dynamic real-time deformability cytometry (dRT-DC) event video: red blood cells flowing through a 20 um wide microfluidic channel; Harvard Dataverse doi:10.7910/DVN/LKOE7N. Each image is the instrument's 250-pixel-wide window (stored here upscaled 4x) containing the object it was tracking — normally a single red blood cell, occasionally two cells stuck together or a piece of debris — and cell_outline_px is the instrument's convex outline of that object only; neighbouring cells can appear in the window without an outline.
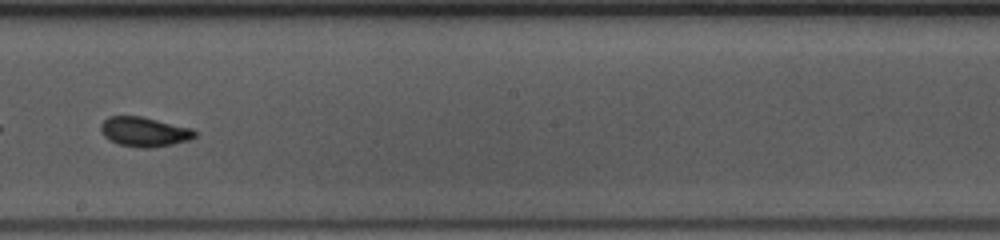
{"species": "common noctule bat (a hibernating species)", "species_latin": "Nyctalus noctula", "temperature_condition": "warm", "stored_images_in_passage": 38, "camera_frame_rate_fps": 3000, "um_per_image_px": 0.085, "animal": {"sex": "female", "body_mass_g": 10.0, "forearm_length_mm": 53.1}, "frame": {"image": 1, "passage_image": 17, "time_ms": 5.333, "image_size_px": [1000, 240], "cell_outline_px": [[196, 136], [188, 140], [172, 144], [152, 148], [140, 148], [120, 144], [104, 136], [100, 132], [100, 124], [108, 116], [140, 116], [192, 128], [196, 132]], "centroid_in_image_um": [12.25, 11.2], "position_along_channel_um": 235.9, "area_um2": 16.13}, "authors_computed_cell_mechanics": {"area_um2": 16.1262, "velocity_mm_per_s": 4.0297, "shape_relaxation_time_tau1_ms": 3.0595, "shape_relaxation_time_tau2_ms": 0.7648, "deformation_change_tau1": 0.1019, "deformation_change_tau2": 0.0554}}